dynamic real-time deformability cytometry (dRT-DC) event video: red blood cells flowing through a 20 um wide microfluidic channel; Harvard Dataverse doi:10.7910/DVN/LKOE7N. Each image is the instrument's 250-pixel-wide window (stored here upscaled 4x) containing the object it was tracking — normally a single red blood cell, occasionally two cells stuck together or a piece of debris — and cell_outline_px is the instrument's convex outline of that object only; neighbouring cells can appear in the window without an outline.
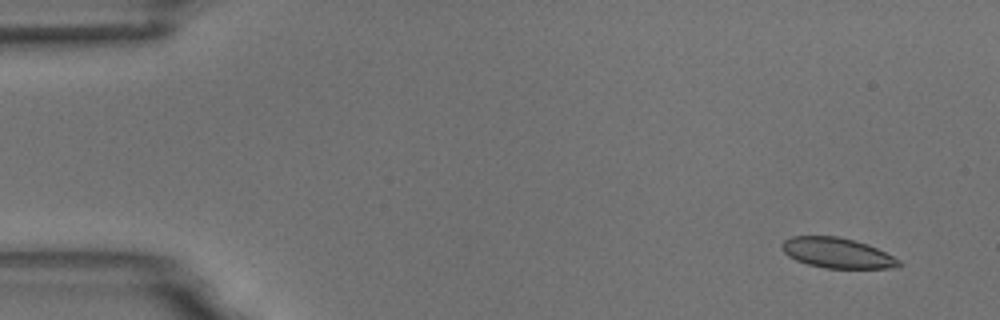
{"species": "common noctule bat (a hibernating species)", "species_latin": "Nyctalus noctula", "temperature_condition": "room temperature", "stored_images_in_passage": 4, "camera_frame_rate_fps": 3000, "um_per_image_px": 0.085, "animal": {"sex": "male", "body_mass_g": 18.8}, "frame": {"image": 1, "passage_image": 1, "time_ms": 0.0, "image_size_px": [1000, 320], "cell_outline_px": [[904, 264], [900, 268], [824, 268], [808, 264], [796, 260], [788, 256], [780, 248], [780, 244], [784, 240], [792, 236], [836, 236], [868, 244], [900, 260]], "centroid_in_image_um": [71.16, 21.51], "position_along_channel_um": 13.8, "area_um2": 20.69}}
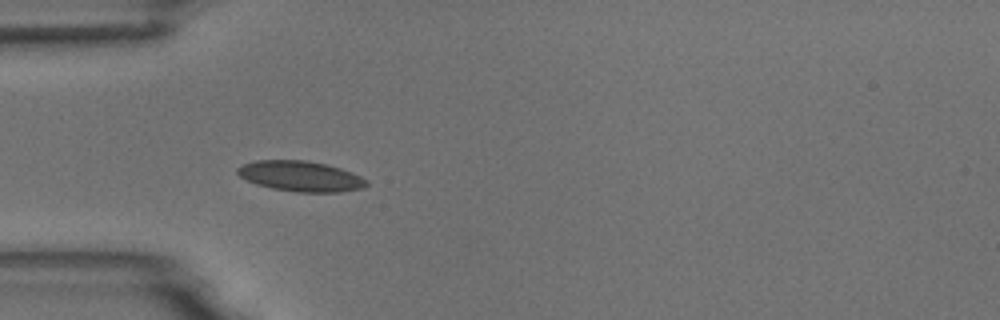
{"frame": {"image": 2, "passage_image": 4, "time_ms": 4.333, "image_size_px": [1000, 320], "cell_outline_px": [[368, 184], [364, 188], [340, 192], [296, 192], [272, 188], [256, 184], [240, 176], [236, 172], [236, 168], [244, 164], [256, 160], [304, 160], [328, 164], [352, 172], [368, 180]], "centroid_in_image_um": [25.58, 14.98], "position_along_channel_um": 59.4, "area_um2": 22.95}}